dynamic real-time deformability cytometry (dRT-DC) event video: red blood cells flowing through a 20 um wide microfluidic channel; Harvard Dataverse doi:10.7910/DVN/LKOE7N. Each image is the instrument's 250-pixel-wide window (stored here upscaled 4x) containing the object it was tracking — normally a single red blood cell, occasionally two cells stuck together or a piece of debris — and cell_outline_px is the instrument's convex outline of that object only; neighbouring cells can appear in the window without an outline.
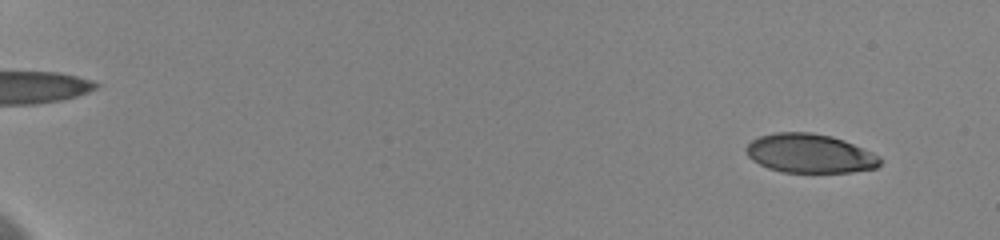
{"species": "human", "species_latin": "Homo sapiens", "temperature_condition": "cold", "stored_images_in_passage": 48, "camera_frame_rate_fps": 3000, "um_per_image_px": 0.085, "donor": {"sex": "female"}, "frame": {"image": 1, "passage_image": 7, "time_ms": 1.333, "image_size_px": [1000, 240], "cell_outline_px": [[884, 160], [876, 168], [852, 172], [780, 172], [768, 168], [752, 160], [748, 156], [744, 148], [752, 140], [760, 136], [776, 132], [812, 132], [832, 136], [844, 140], [872, 152], [880, 156]], "centroid_in_image_um": [68.84, 13.04], "position_along_channel_um": 16.2, "area_um2": 30.63}}
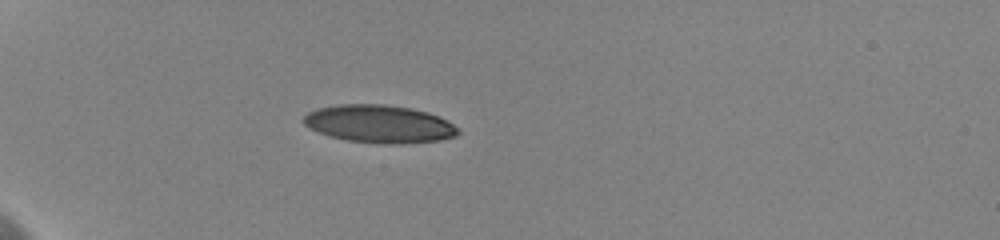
{"frame": {"image": 2, "passage_image": 28, "time_ms": 6.333, "image_size_px": [1000, 240], "cell_outline_px": [[460, 132], [456, 136], [440, 140], [396, 144], [392, 144], [348, 140], [332, 136], [320, 132], [304, 124], [300, 120], [308, 112], [316, 108], [340, 104], [384, 104], [412, 108], [428, 112], [448, 120]], "centroid_in_image_um": [32.24, 10.51], "position_along_channel_um": 52.8, "area_um2": 33.81}}